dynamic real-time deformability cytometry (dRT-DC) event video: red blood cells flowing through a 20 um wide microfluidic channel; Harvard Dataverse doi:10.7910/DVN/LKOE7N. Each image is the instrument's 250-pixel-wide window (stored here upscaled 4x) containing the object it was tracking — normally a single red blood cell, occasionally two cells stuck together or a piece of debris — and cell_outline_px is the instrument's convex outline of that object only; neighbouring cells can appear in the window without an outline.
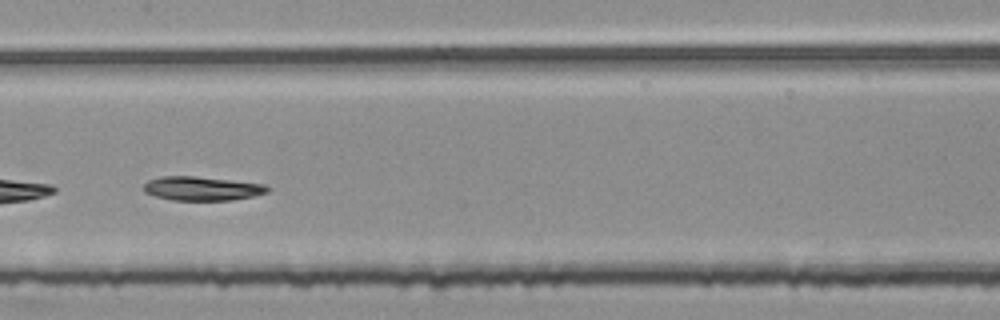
{"species": "common noctule bat (a hibernating species)", "species_latin": "Nyctalus noctula", "temperature_condition": "room temperature", "stored_images_in_passage": 38, "camera_frame_rate_fps": 3000, "um_per_image_px": 0.085, "animal": {"sex": "female", "body_mass_g": 25.1}, "frame": {"image": 1, "passage_image": 22, "time_ms": 7.0, "image_size_px": [1000, 320], "cell_outline_px": [[268, 192], [252, 196], [232, 200], [172, 200], [156, 196], [144, 192], [144, 184], [148, 180], [160, 176], [196, 176], [264, 184], [268, 188]], "centroid_in_image_um": [17.13, 16.02], "position_along_channel_um": 190.3, "area_um2": 17.17}, "authors_computed_cell_mechanics": {"area_um2": 17.8313, "velocity_mm_per_s": 3.7329, "shape_relaxation_time_tau1_ms": 2.8059, "shape_relaxation_time_tau2_ms": 2.5622, "deformation_change_tau1": 0.1432, "deformation_change_tau2": 0.071}}